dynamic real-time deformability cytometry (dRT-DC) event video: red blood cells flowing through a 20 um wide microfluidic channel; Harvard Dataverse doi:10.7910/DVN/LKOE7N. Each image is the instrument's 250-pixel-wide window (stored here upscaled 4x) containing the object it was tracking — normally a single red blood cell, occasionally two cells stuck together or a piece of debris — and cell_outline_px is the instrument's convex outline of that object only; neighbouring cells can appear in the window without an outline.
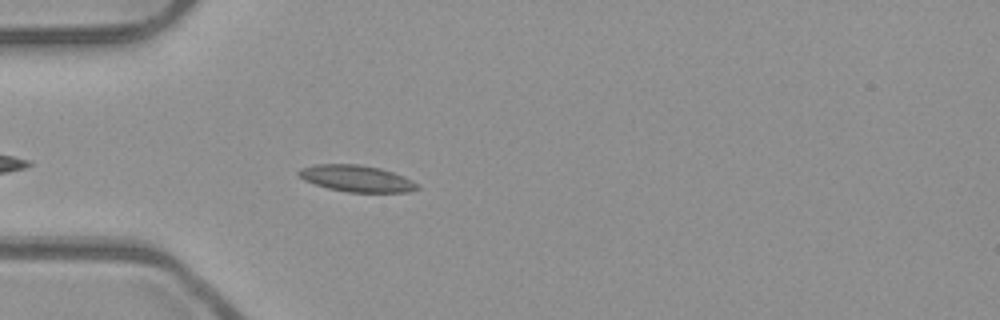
{"species": "common noctule bat (a hibernating species)", "species_latin": "Nyctalus noctula", "temperature_condition": "room temperature", "stored_images_in_passage": 39, "camera_frame_rate_fps": 3000, "um_per_image_px": 0.085, "animal": {"sex": "male", "body_mass_g": 23.1, "forearm_length_mm": 52.7}, "frame": {"image": 1, "passage_image": 5, "time_ms": 1.333, "image_size_px": [1000, 320], "cell_outline_px": [[420, 188], [408, 192], [348, 192], [328, 188], [304, 180], [296, 172], [300, 168], [316, 164], [356, 164], [380, 168], [404, 176], [420, 184]], "centroid_in_image_um": [30.33, 15.17], "position_along_channel_um": 54.7, "area_um2": 18.32}}
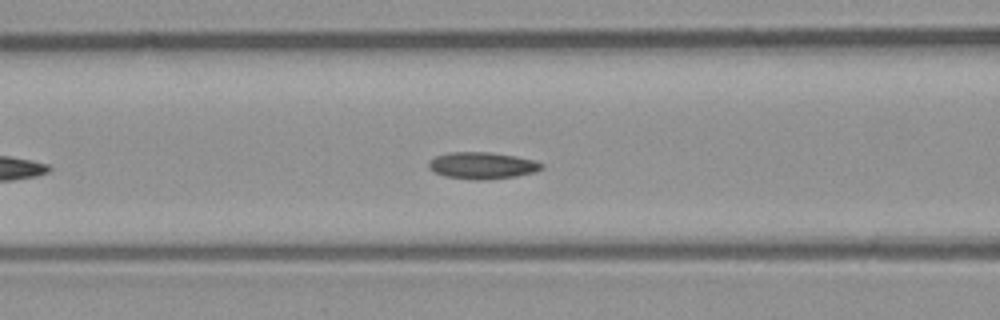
{"frame": {"image": 2, "passage_image": 11, "time_ms": 3.333, "image_size_px": [1000, 320], "cell_outline_px": [[544, 168], [536, 172], [516, 176], [484, 180], [476, 180], [444, 176], [432, 172], [428, 168], [428, 164], [436, 156], [448, 152], [492, 152], [516, 156], [532, 160], [544, 164]], "centroid_in_image_um": [40.99, 14.07], "position_along_channel_um": 125.6, "area_um2": 17.74}}
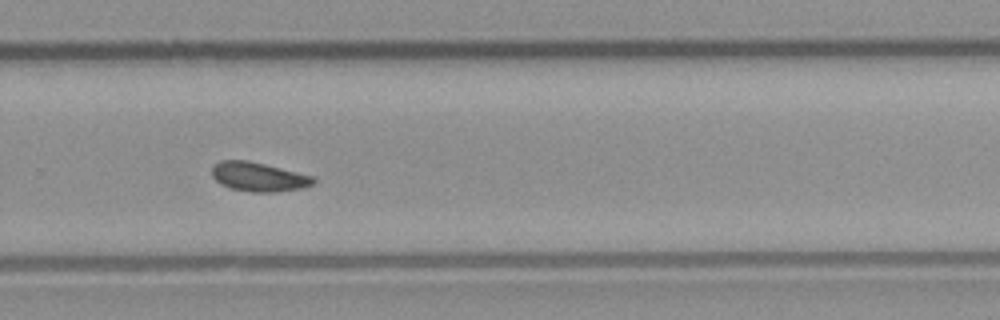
{"frame": {"image": 3, "passage_image": 25, "time_ms": 8.0, "image_size_px": [1000, 320], "cell_outline_px": [[316, 180], [312, 184], [304, 188], [276, 192], [252, 192], [232, 188], [220, 184], [212, 176], [212, 164], [220, 160], [248, 160], [312, 176]], "centroid_in_image_um": [21.94, 15.03], "position_along_channel_um": 307.9, "area_um2": 17.17}, "authors_computed_cell_mechanics": {"area_um2": 17.5712, "velocity_mm_per_s": 3.9152, "shape_relaxation_time_tau1_ms": 5.8787, "shape_relaxation_time_tau2_ms": 8.5245, "deformation_change_tau1": 0.0972, "deformation_change_tau2": 0.1387}}